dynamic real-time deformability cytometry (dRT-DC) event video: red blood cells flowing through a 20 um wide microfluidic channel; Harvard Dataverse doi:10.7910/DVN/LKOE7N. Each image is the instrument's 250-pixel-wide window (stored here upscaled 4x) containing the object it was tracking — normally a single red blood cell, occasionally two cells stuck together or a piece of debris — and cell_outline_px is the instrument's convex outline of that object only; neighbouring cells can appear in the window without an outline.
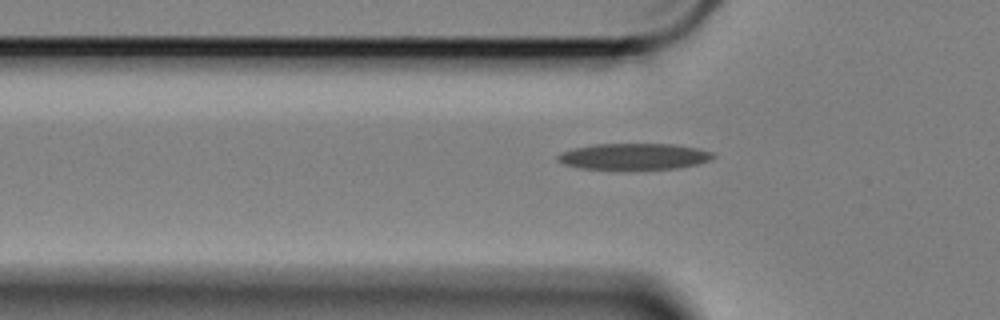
{"species": "Egyptian fruit bat (a non-hibernating species)", "species_latin": "Rousettus aegyptiacus", "temperature_condition": "cold", "stored_images_in_passage": 38, "camera_frame_rate_fps": 3000, "um_per_image_px": 0.085, "animal": {"sex": "female"}, "frame": {"image": 1, "passage_image": 2, "time_ms": 0.333, "image_size_px": [1000, 320], "cell_outline_px": [[716, 156], [708, 160], [696, 164], [676, 168], [580, 168], [564, 164], [556, 160], [556, 156], [560, 152], [576, 148], [596, 144], [672, 144], [696, 148], [712, 152]], "centroid_in_image_um": [53.86, 13.28], "position_along_channel_um": 71.9, "area_um2": 23.18}}
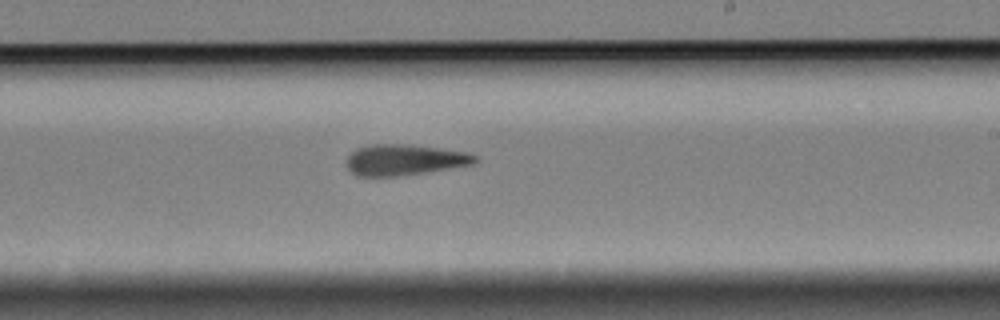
{"frame": {"image": 2, "passage_image": 18, "time_ms": 5.667, "image_size_px": [1000, 320], "cell_outline_px": [[480, 160], [472, 164], [404, 176], [356, 176], [348, 168], [348, 156], [356, 148], [372, 144], [412, 144], [468, 152], [476, 156]], "centroid_in_image_um": [34.4, 13.58], "position_along_channel_um": 254.6, "area_um2": 23.24}}
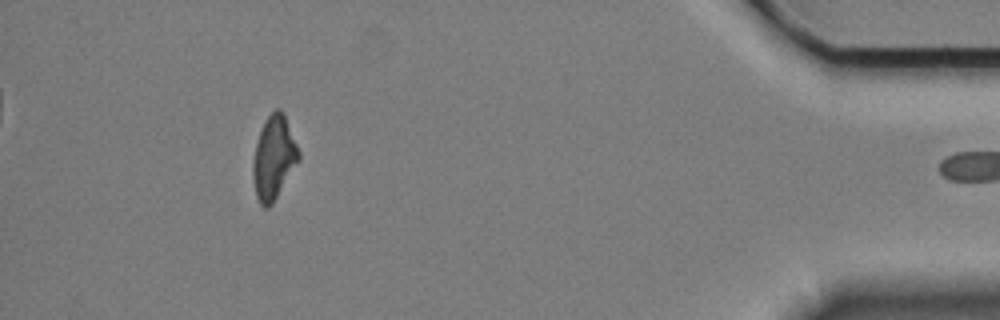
{"frame": {"image": 3, "passage_image": 37, "time_ms": 12.0, "image_size_px": [1000, 320], "cell_outline_px": [[300, 160], [272, 204], [268, 208], [264, 208], [260, 204], [256, 196], [252, 176], [252, 164], [256, 144], [264, 120], [276, 108], [280, 108], [284, 112], [300, 152]], "centroid_in_image_um": [23.28, 13.4], "position_along_channel_um": 411.9, "area_um2": 22.37}}